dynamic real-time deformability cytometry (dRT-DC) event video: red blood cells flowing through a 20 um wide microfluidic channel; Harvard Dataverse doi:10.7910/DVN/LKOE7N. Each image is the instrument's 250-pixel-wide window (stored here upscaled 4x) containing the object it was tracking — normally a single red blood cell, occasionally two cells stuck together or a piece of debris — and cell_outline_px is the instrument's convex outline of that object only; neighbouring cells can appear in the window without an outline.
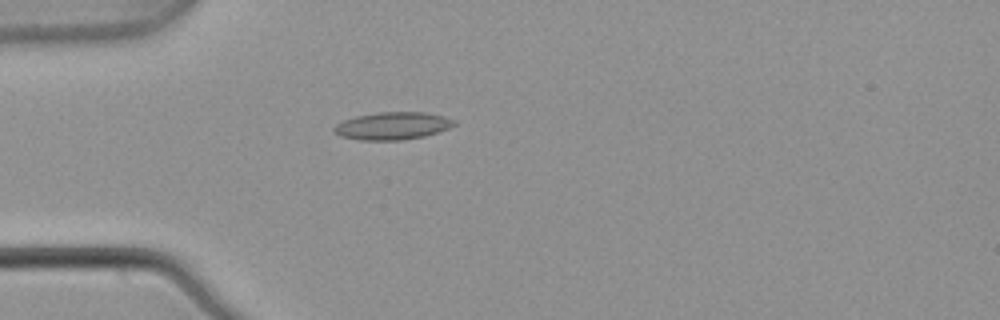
{"species": "common noctule bat (a hibernating species)", "species_latin": "Nyctalus noctula", "temperature_condition": "warm", "stored_images_in_passage": 1, "camera_frame_rate_fps": 3000, "um_per_image_px": 0.085, "animal": {"sex": "male", "body_mass_g": 21.5, "forearm_length_mm": 52.0}, "frame": {"image": 1, "passage_image": 1, "time_ms": 0.0, "image_size_px": [1000, 320], "cell_outline_px": [[456, 124], [448, 128], [424, 136], [400, 140], [360, 140], [340, 136], [332, 132], [332, 128], [336, 124], [344, 120], [356, 116], [380, 112], [424, 112], [444, 116], [456, 120]], "centroid_in_image_um": [33.34, 10.69], "position_along_channel_um": 51.7, "area_um2": 19.25}}